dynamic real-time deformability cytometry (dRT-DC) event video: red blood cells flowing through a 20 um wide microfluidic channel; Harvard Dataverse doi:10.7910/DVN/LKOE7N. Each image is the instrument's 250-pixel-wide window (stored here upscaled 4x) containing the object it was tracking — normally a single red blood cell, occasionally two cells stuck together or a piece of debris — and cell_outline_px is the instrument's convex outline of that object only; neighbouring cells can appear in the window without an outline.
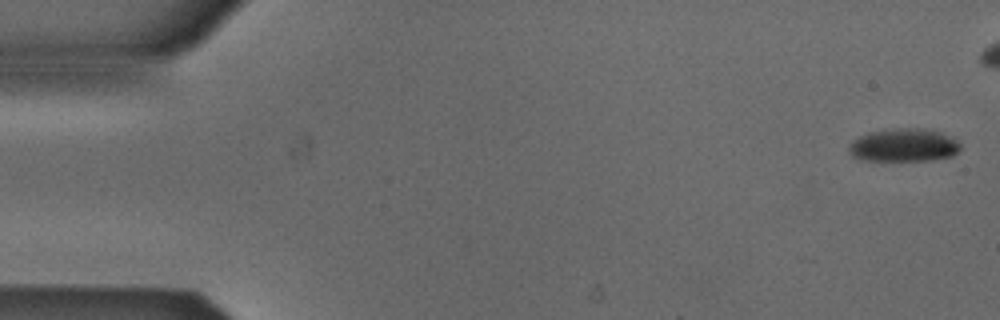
{"species": "Egyptian fruit bat (a non-hibernating species)", "species_latin": "Rousettus aegyptiacus", "temperature_condition": "cold", "stored_images_in_passage": 6, "camera_frame_rate_fps": 3000, "um_per_image_px": 0.085, "animal": {"sex": "male"}, "frame": {"image": 1, "passage_image": 1, "time_ms": 0.0, "image_size_px": [1000, 320], "cell_outline_px": [[960, 148], [952, 156], [932, 160], [860, 160], [852, 156], [848, 152], [848, 148], [852, 140], [868, 132], [900, 128], [920, 128], [940, 132], [956, 140], [960, 144]], "centroid_in_image_um": [76.78, 12.34], "position_along_channel_um": 8.2, "area_um2": 21.39}}
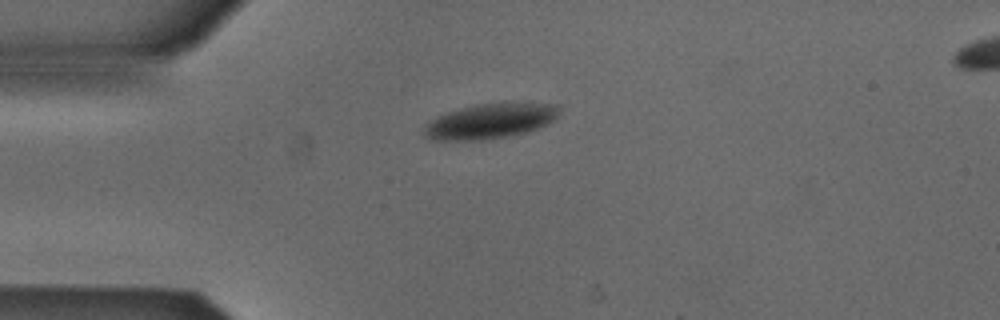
{"frame": {"image": 2, "passage_image": 6, "time_ms": 1.667, "image_size_px": [1000, 320], "cell_outline_px": [[560, 108], [556, 120], [536, 128], [524, 132], [504, 136], [472, 140], [436, 140], [428, 136], [424, 132], [424, 128], [428, 120], [436, 116], [448, 112], [476, 104], [504, 100], [560, 104]], "centroid_in_image_um": [41.74, 10.22], "position_along_channel_um": 43.3, "area_um2": 27.98}}